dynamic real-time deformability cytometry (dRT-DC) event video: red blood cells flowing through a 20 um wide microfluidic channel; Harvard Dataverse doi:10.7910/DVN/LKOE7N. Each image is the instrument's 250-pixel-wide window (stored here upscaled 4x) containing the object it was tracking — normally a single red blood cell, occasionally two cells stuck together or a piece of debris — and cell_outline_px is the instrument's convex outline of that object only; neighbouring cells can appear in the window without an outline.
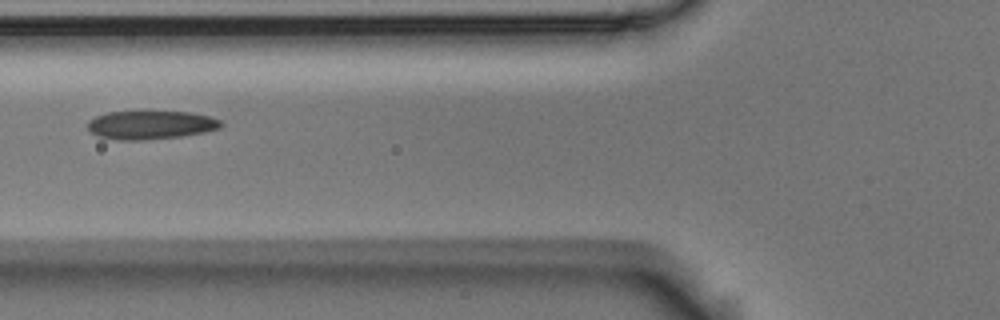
{"species": "Egyptian fruit bat (a non-hibernating species)", "species_latin": "Rousettus aegyptiacus", "temperature_condition": "room temperature", "stored_images_in_passage": 5, "camera_frame_rate_fps": 3000, "um_per_image_px": 0.085, "animal": {"sex": "male"}, "frame": {"image": 1, "passage_image": 5, "time_ms": 1.333, "image_size_px": [1000, 320], "cell_outline_px": [[224, 124], [220, 128], [204, 132], [180, 136], [144, 140], [120, 140], [100, 136], [92, 132], [88, 128], [88, 120], [96, 116], [108, 112], [192, 112], [212, 116], [220, 120]], "centroid_in_image_um": [12.85, 10.61], "position_along_channel_um": 112.9, "area_um2": 22.02}}